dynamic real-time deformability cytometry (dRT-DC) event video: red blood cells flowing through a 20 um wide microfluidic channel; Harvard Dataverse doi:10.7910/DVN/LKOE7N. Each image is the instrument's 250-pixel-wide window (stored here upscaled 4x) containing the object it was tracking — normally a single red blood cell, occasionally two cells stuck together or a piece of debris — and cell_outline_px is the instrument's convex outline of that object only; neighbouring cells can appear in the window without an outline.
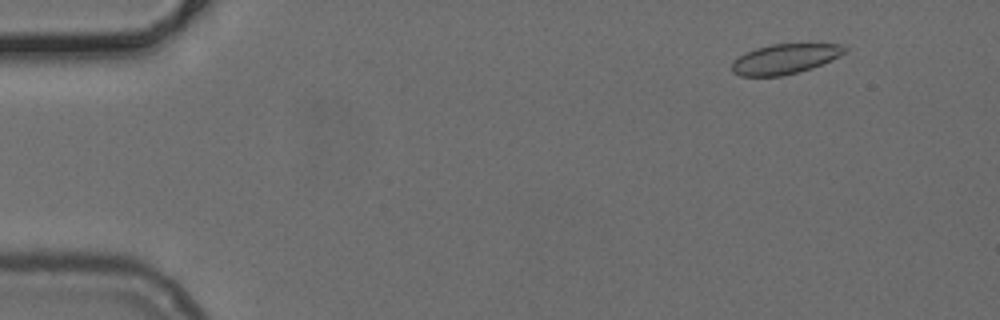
{"species": "common noctule bat (a hibernating species)", "species_latin": "Nyctalus noctula", "temperature_condition": "cold", "stored_images_in_passage": 49, "camera_frame_rate_fps": 3000, "um_per_image_px": 0.085, "animal": {"sex": "female", "body_mass_g": 24.6, "forearm_length_mm": 56.2}, "frame": {"image": 1, "passage_image": 3, "time_ms": 0.667, "image_size_px": [1000, 320], "cell_outline_px": [[848, 52], [812, 68], [784, 76], [740, 76], [732, 72], [732, 60], [744, 52], [756, 48], [772, 44], [844, 44], [848, 48]], "centroid_in_image_um": [66.71, 5.01], "position_along_channel_um": 18.3, "area_um2": 19.88}}
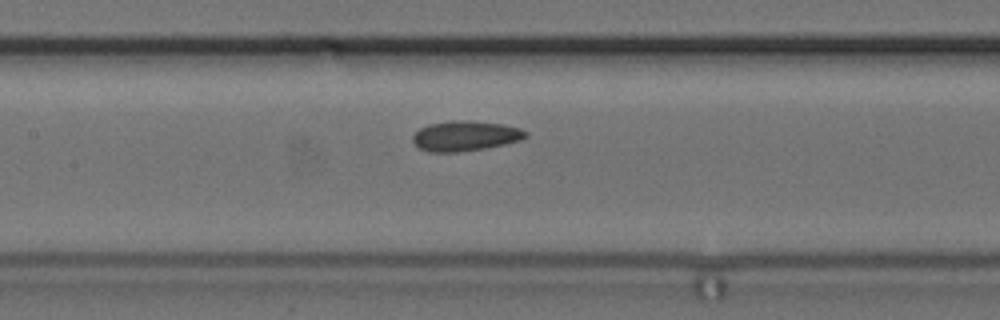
{"frame": {"image": 2, "passage_image": 22, "time_ms": 7.0, "image_size_px": [1000, 320], "cell_outline_px": [[528, 136], [520, 140], [504, 144], [484, 148], [456, 152], [428, 152], [420, 148], [412, 140], [412, 136], [420, 128], [428, 124], [452, 120], [468, 120], [500, 124], [520, 128], [528, 132]], "centroid_in_image_um": [39.54, 11.55], "position_along_channel_um": 167.9, "area_um2": 19.71}}
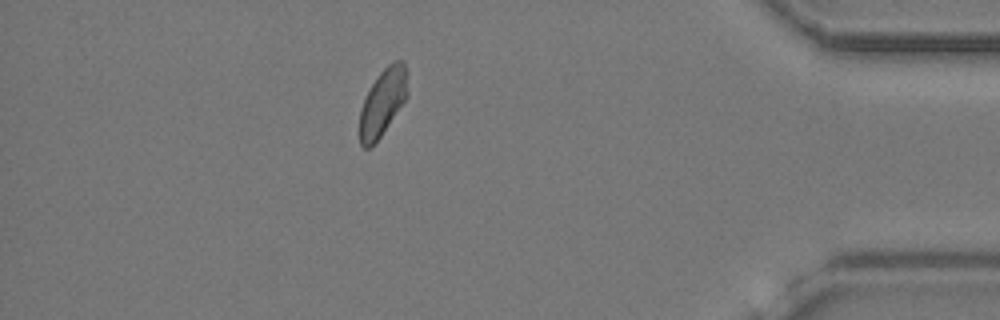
{"frame": {"image": 3, "passage_image": 43, "time_ms": 14.0, "image_size_px": [1000, 320], "cell_outline_px": [[408, 96], [372, 148], [364, 148], [360, 144], [360, 108], [372, 84], [380, 72], [392, 60], [404, 60], [408, 72]], "centroid_in_image_um": [32.56, 8.66], "position_along_channel_um": 402.6, "area_um2": 18.84}}